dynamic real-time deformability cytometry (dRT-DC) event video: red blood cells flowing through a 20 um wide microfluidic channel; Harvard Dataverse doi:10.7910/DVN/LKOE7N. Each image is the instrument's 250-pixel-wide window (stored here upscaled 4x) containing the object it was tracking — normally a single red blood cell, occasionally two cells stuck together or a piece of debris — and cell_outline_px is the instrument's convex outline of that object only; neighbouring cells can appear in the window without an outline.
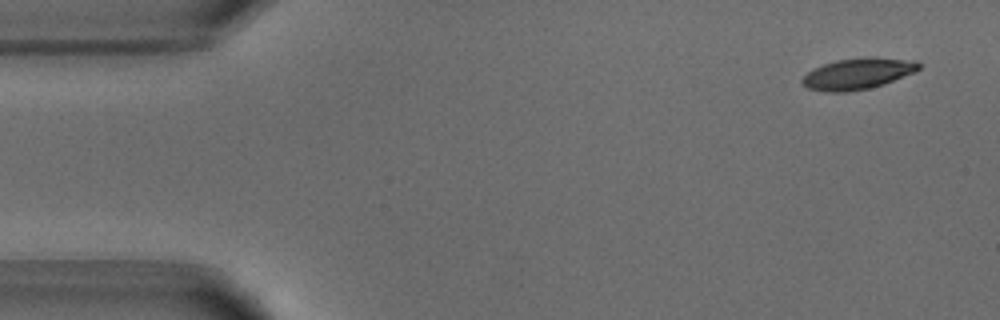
{"species": "common noctule bat (a hibernating species)", "species_latin": "Nyctalus noctula", "temperature_condition": "warm", "stored_images_in_passage": 51, "camera_frame_rate_fps": 3000, "um_per_image_px": 0.085, "animal": {"sex": "male", "body_mass_g": 18.8}, "frame": {"image": 1, "passage_image": 2, "time_ms": 0.333, "image_size_px": [1000, 320], "cell_outline_px": [[920, 68], [916, 72], [884, 84], [868, 88], [848, 92], [828, 92], [808, 88], [800, 80], [812, 68], [836, 60], [868, 56], [876, 56], [916, 60], [920, 64]], "centroid_in_image_um": [72.95, 6.24], "position_along_channel_um": 12.0, "area_um2": 21.44}}
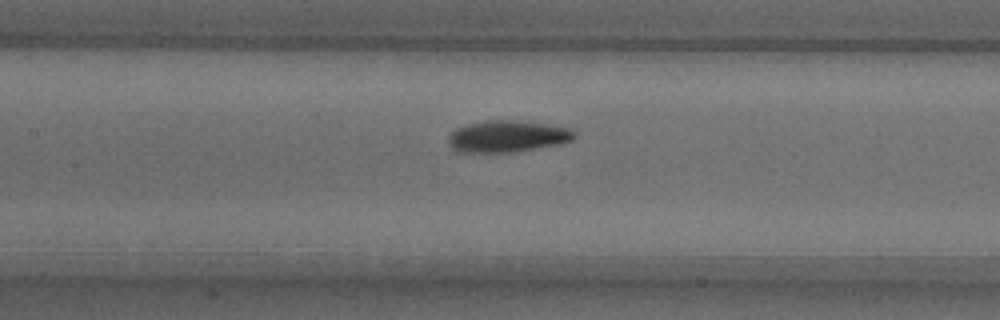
{"frame": {"image": 2, "passage_image": 22, "time_ms": 7.0, "image_size_px": [1000, 320], "cell_outline_px": [[576, 136], [572, 140], [560, 144], [512, 152], [456, 152], [448, 144], [448, 136], [456, 128], [464, 124], [484, 120], [516, 120], [572, 128], [576, 132]], "centroid_in_image_um": [43.1, 11.58], "position_along_channel_um": 164.3, "area_um2": 23.47}}
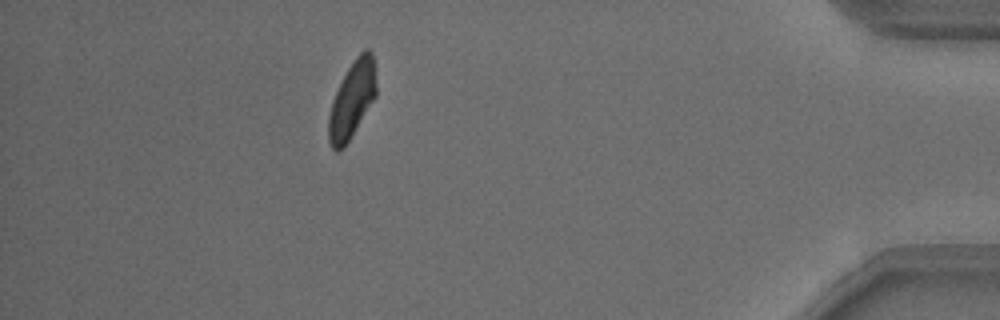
{"frame": {"image": 3, "passage_image": 45, "time_ms": 14.667, "image_size_px": [1000, 320], "cell_outline_px": [[376, 96], [344, 148], [336, 152], [332, 148], [328, 140], [328, 116], [332, 100], [348, 68], [356, 56], [364, 48], [368, 48], [372, 52], [376, 84]], "centroid_in_image_um": [29.91, 8.49], "position_along_channel_um": 405.3, "area_um2": 21.15}, "authors_computed_cell_mechanics": {"area_um2": 22.0218, "velocity_mm_per_s": 3.851, "shape_relaxation_time_tau1_ms": 3.1385, "shape_relaxation_time_tau2_ms": 2.6753, "deformation_change_tau1": 0.1445, "deformation_change_tau2": 0.0828}}